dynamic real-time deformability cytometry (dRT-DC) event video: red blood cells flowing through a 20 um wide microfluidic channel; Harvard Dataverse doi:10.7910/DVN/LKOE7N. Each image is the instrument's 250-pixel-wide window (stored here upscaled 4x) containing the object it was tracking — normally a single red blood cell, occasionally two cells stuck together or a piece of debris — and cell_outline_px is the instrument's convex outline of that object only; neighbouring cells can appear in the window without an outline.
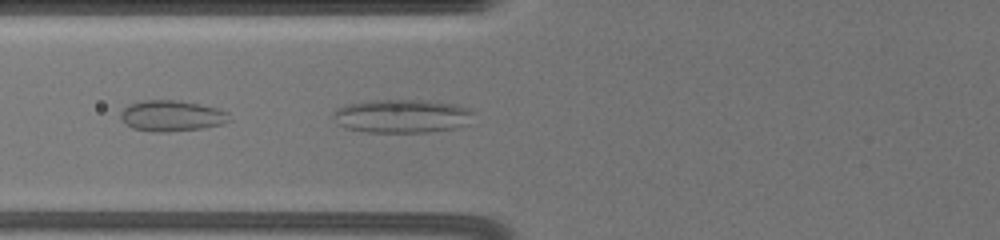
{"species": "common noctule bat (a hibernating species)", "species_latin": "Nyctalus noctula", "temperature_condition": "warm", "stored_images_in_passage": 45, "camera_frame_rate_fps": 3000, "um_per_image_px": 0.085, "animal": {"sex": "female", "body_mass_g": 19.5, "forearm_length_mm": 54.1}, "frame": {"image": 1, "passage_image": 44, "time_ms": 9.333, "image_size_px": [1000, 240], "cell_outline_px": [[472, 112], [460, 124], [452, 128], [428, 132], [368, 132], [348, 128], [340, 124], [332, 116], [332, 112], [336, 108], [348, 104], [372, 100], [428, 100], [452, 104], [472, 108]], "centroid_in_image_um": [34.07, 9.85], "position_along_channel_um": 91.7, "area_um2": 26.76}}